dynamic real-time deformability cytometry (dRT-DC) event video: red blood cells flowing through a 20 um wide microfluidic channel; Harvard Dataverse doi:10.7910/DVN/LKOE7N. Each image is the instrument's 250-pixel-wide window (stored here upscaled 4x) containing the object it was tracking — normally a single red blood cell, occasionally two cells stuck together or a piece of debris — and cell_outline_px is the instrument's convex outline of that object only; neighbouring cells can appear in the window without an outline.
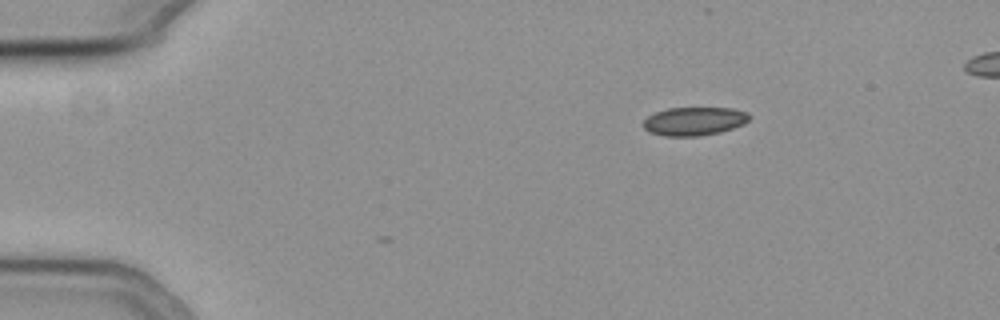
{"species": "common noctule bat (a hibernating species)", "species_latin": "Nyctalus noctula", "temperature_condition": "cold", "stored_images_in_passage": 2, "camera_frame_rate_fps": 3000, "um_per_image_px": 0.085, "animal": {"sex": "female", "body_mass_g": 19.3, "forearm_length_mm": 54.1}, "frame": {"image": 1, "passage_image": 2, "time_ms": 0.333, "image_size_px": [1000, 320], "cell_outline_px": [[748, 120], [744, 124], [720, 132], [696, 136], [664, 136], [652, 132], [644, 128], [640, 124], [648, 116], [656, 112], [668, 108], [732, 108], [748, 112]], "centroid_in_image_um": [58.99, 10.3], "position_along_channel_um": 26.0, "area_um2": 17.46}}